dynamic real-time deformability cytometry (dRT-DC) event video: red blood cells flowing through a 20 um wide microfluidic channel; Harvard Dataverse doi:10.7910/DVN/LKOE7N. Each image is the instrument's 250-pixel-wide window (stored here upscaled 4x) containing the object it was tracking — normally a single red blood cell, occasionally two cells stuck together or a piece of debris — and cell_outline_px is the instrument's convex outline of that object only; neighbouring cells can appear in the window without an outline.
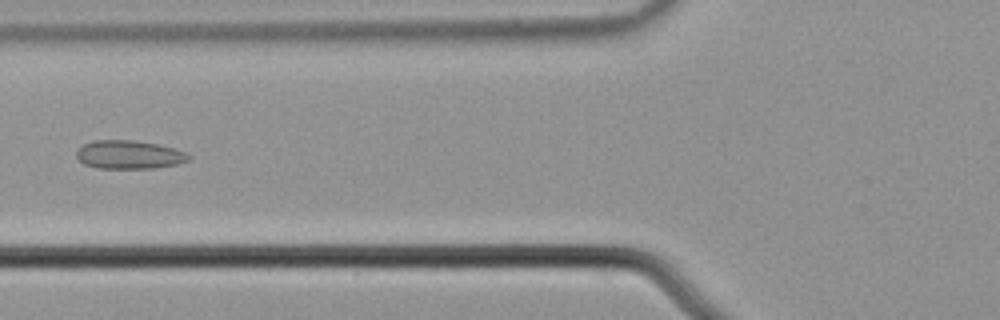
{"species": "common noctule bat (a hibernating species)", "species_latin": "Nyctalus noctula", "temperature_condition": "cold", "stored_images_in_passage": 6, "camera_frame_rate_fps": 3000, "um_per_image_px": 0.085, "animal": {"sex": "male", "body_mass_g": 21.5, "forearm_length_mm": 52.0}, "frame": {"image": 1, "passage_image": 6, "time_ms": 1.667, "image_size_px": [1000, 320], "cell_outline_px": [[192, 156], [188, 160], [176, 164], [156, 168], [100, 168], [84, 164], [76, 156], [76, 152], [84, 144], [92, 140], [132, 140], [156, 144], [188, 152]], "centroid_in_image_um": [10.98, 13.14], "position_along_channel_um": 114.8, "area_um2": 18.5}}